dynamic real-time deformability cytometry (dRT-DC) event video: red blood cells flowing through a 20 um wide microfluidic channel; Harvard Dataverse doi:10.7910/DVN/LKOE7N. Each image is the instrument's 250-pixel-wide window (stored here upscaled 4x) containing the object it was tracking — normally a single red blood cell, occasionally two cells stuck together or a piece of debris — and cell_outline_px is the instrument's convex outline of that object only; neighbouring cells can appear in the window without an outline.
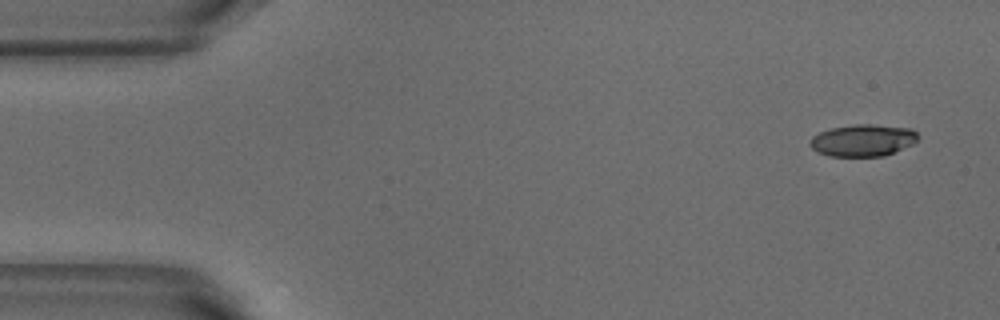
{"species": "common noctule bat (a hibernating species)", "species_latin": "Nyctalus noctula", "temperature_condition": "warm", "stored_images_in_passage": 4, "camera_frame_rate_fps": 3000, "um_per_image_px": 0.085, "animal": {"sex": "male", "body_mass_g": 18.8}, "frame": {"image": 1, "passage_image": 1, "time_ms": 0.0, "image_size_px": [1000, 320], "cell_outline_px": [[920, 136], [912, 144], [884, 156], [828, 156], [816, 152], [808, 144], [812, 136], [820, 132], [832, 128], [856, 124], [872, 124], [912, 128]], "centroid_in_image_um": [73.33, 11.92], "position_along_channel_um": 11.7, "area_um2": 20.17}}
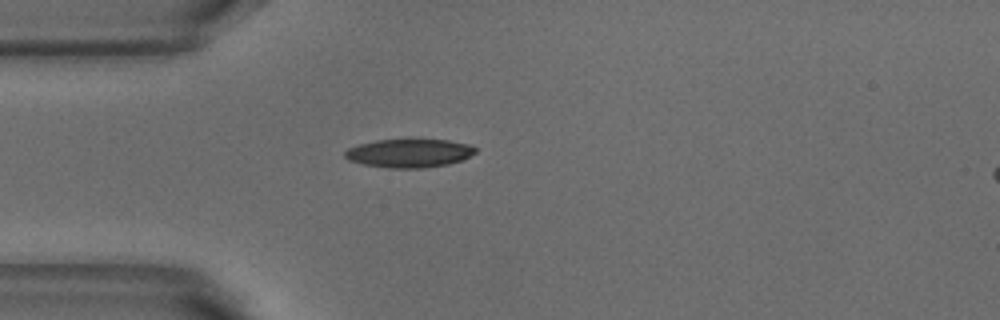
{"frame": {"image": 2, "passage_image": 4, "time_ms": 1.0, "image_size_px": [1000, 320], "cell_outline_px": [[476, 152], [460, 160], [448, 164], [424, 168], [388, 168], [364, 164], [348, 160], [344, 156], [344, 152], [348, 148], [360, 144], [376, 140], [412, 136], [448, 140], [468, 144], [476, 148]], "centroid_in_image_um": [34.77, 12.97], "position_along_channel_um": 50.2, "area_um2": 22.48}}